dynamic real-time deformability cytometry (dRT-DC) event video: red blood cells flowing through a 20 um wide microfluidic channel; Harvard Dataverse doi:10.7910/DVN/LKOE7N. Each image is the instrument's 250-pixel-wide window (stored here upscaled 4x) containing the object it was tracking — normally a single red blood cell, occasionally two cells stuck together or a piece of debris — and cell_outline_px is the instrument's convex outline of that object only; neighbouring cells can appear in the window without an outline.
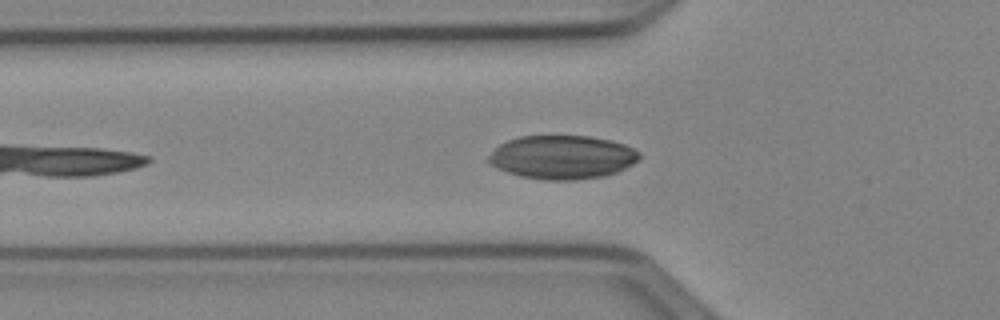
{"species": "Egyptian fruit bat (a non-hibernating species)", "species_latin": "Rousettus aegyptiacus", "temperature_condition": "cold", "stored_images_in_passage": 32, "camera_frame_rate_fps": 3000, "um_per_image_px": 0.085, "animal": {"sex": "female"}, "frame": {"image": 1, "passage_image": 6, "time_ms": 1.667, "image_size_px": [1000, 320], "cell_outline_px": [[640, 156], [632, 164], [616, 172], [604, 176], [576, 180], [544, 180], [520, 176], [508, 172], [492, 164], [488, 160], [488, 156], [500, 144], [508, 140], [520, 136], [588, 136], [612, 140], [624, 144], [640, 152]], "centroid_in_image_um": [47.81, 13.36], "position_along_channel_um": 78.0, "area_um2": 38.09}}
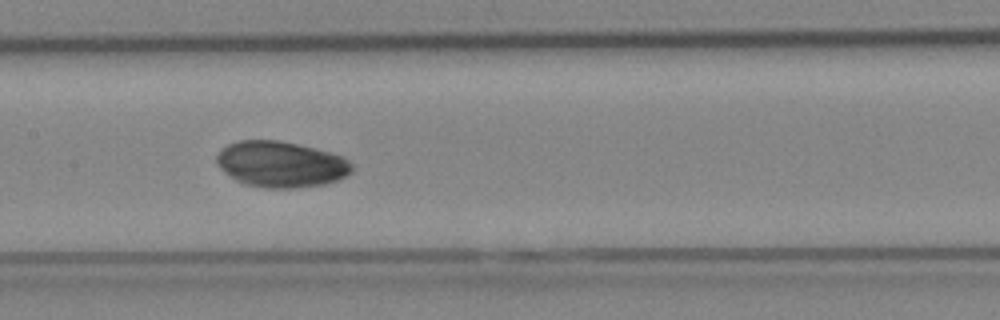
{"frame": {"image": 2, "passage_image": 14, "time_ms": 4.333, "image_size_px": [1000, 320], "cell_outline_px": [[356, 168], [352, 172], [336, 180], [324, 184], [296, 188], [264, 188], [244, 184], [236, 180], [224, 172], [216, 164], [216, 156], [220, 148], [228, 144], [240, 140], [280, 140], [344, 156]], "centroid_in_image_um": [23.86, 13.96], "position_along_channel_um": 183.5, "area_um2": 36.41}}
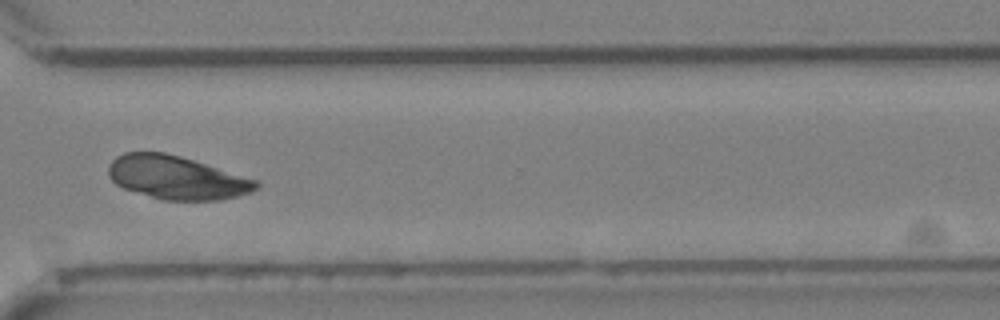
{"frame": {"image": 3, "passage_image": 27, "time_ms": 8.667, "image_size_px": [1000, 320], "cell_outline_px": [[260, 188], [252, 192], [220, 200], [160, 200], [124, 188], [116, 184], [108, 176], [108, 164], [116, 156], [124, 152], [164, 152], [180, 156], [260, 180]], "centroid_in_image_um": [15.04, 15.09], "position_along_channel_um": 355.6, "area_um2": 37.63}}